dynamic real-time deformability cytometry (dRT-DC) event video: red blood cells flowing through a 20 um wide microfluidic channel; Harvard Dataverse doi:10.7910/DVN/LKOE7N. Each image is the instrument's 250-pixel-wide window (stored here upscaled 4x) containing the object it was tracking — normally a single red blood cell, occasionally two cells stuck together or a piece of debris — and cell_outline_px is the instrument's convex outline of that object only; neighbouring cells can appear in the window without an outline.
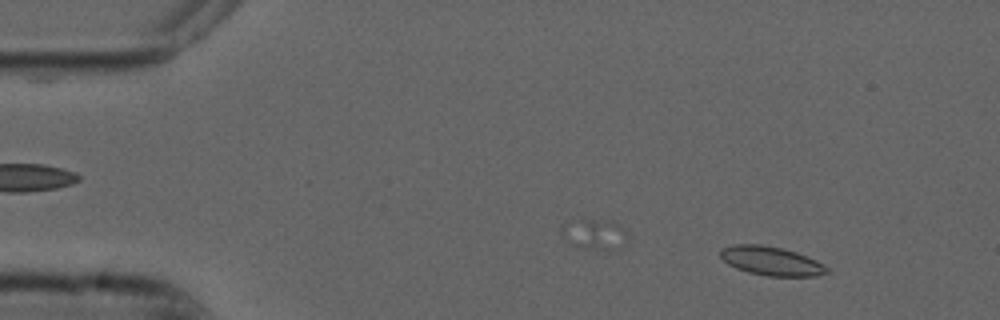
{"species": "common noctule bat (a hibernating species)", "species_latin": "Nyctalus noctula", "temperature_condition": "cold", "stored_images_in_passage": 23, "camera_frame_rate_fps": 3000, "um_per_image_px": 0.085, "animal": {"sex": "male", "forearm_length_mm": 52.5}, "frame": {"image": 1, "passage_image": 6, "time_ms": 1.667, "image_size_px": [1000, 320], "cell_outline_px": [[832, 272], [816, 276], [768, 276], [748, 272], [736, 268], [728, 264], [720, 256], [720, 248], [736, 244], [760, 244], [780, 248], [796, 252], [816, 260], [824, 264]], "centroid_in_image_um": [65.57, 22.19], "position_along_channel_um": 19.4, "area_um2": 17.98}}
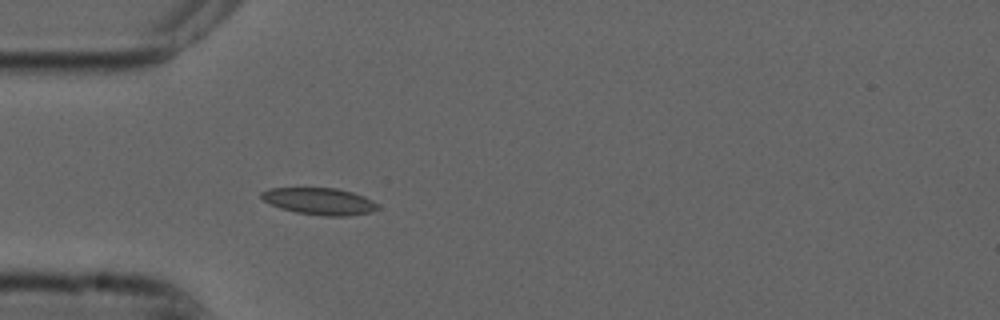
{"frame": {"image": 2, "passage_image": 16, "time_ms": 5.0, "image_size_px": [1000, 320], "cell_outline_px": [[380, 208], [372, 212], [348, 216], [320, 216], [296, 212], [280, 208], [264, 200], [260, 196], [260, 192], [268, 188], [336, 188], [352, 192], [364, 196], [372, 200]], "centroid_in_image_um": [27.16, 17.11], "position_along_channel_um": 57.8, "area_um2": 18.26}}
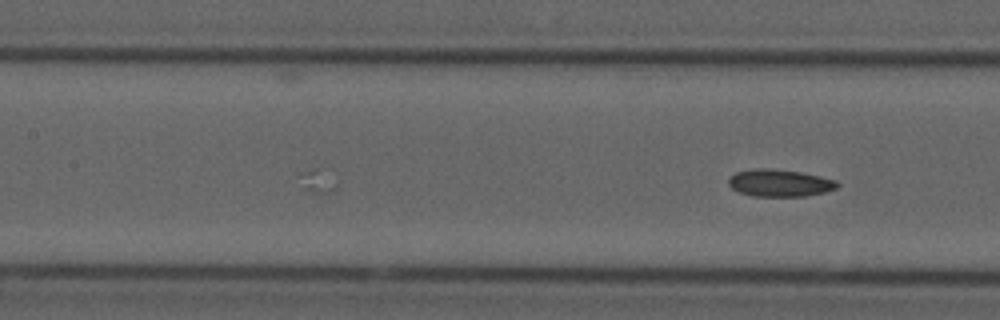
{"frame": {"image": 3, "passage_image": 23, "time_ms": 7.333, "image_size_px": [1000, 320], "cell_outline_px": [[840, 184], [836, 188], [824, 192], [804, 196], [752, 196], [740, 192], [732, 188], [728, 184], [728, 180], [736, 172], [752, 168], [760, 168], [800, 172], [820, 176], [836, 180]], "centroid_in_image_um": [66.27, 15.55], "position_along_channel_um": 141.1, "area_um2": 17.05}}